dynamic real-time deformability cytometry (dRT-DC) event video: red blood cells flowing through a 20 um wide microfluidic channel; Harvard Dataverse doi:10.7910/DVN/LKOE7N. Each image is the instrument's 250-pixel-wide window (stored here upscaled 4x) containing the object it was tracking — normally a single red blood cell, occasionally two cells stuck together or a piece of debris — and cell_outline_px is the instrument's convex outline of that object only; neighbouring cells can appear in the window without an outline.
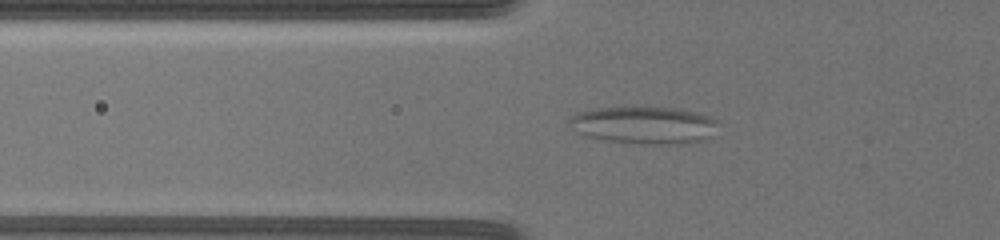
{"species": "common noctule bat (a hibernating species)", "species_latin": "Nyctalus noctula", "temperature_condition": "warm", "stored_images_in_passage": 38, "camera_frame_rate_fps": 3000, "um_per_image_px": 0.085, "animal": {"sex": "female", "body_mass_g": 19.5, "forearm_length_mm": 54.1}, "frame": {"image": 1, "passage_image": 20, "time_ms": 7.667, "image_size_px": [1000, 240], "cell_outline_px": [[720, 124], [712, 136], [704, 140], [688, 144], [644, 144], [608, 140], [588, 136], [576, 132], [568, 120], [572, 116], [580, 112], [596, 108], [676, 108], [696, 112], [708, 116], [716, 120]], "centroid_in_image_um": [54.83, 10.65], "position_along_channel_um": 71.0, "area_um2": 32.19}}
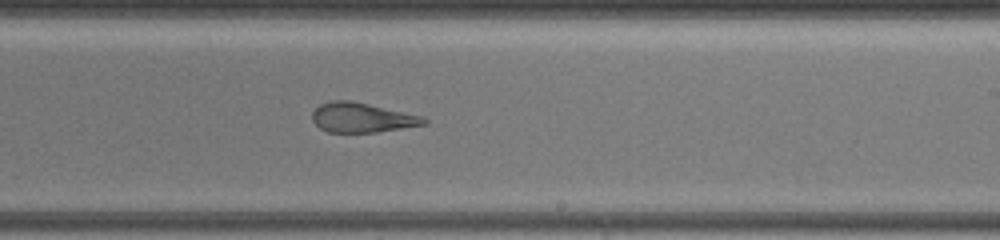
{"frame": {"image": 2, "passage_image": 28, "time_ms": 13.0, "image_size_px": [1000, 240], "cell_outline_px": [[428, 124], [376, 132], [328, 132], [320, 128], [312, 120], [312, 112], [320, 104], [332, 100], [348, 100], [368, 104], [424, 116], [428, 120]], "centroid_in_image_um": [30.78, 10.0], "position_along_channel_um": 258.2, "area_um2": 19.25}}
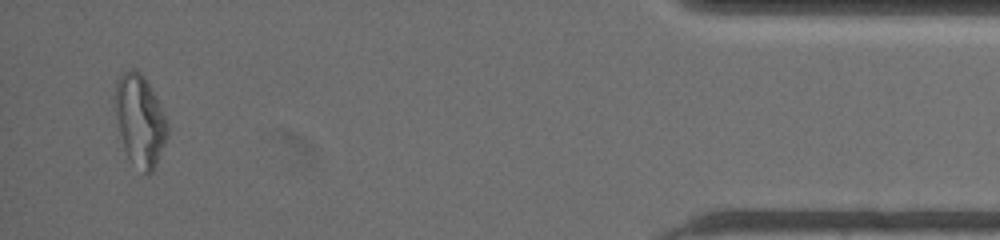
{"frame": {"image": 3, "passage_image": 38, "time_ms": 19.333, "image_size_px": [1000, 240], "cell_outline_px": [[168, 136], [156, 168], [148, 176], [128, 156], [124, 148], [112, 108], [116, 84], [120, 76], [124, 72], [132, 68], [136, 68], [144, 76], [168, 124]], "centroid_in_image_um": [11.87, 10.24], "position_along_channel_um": 423.3, "area_um2": 27.86}}